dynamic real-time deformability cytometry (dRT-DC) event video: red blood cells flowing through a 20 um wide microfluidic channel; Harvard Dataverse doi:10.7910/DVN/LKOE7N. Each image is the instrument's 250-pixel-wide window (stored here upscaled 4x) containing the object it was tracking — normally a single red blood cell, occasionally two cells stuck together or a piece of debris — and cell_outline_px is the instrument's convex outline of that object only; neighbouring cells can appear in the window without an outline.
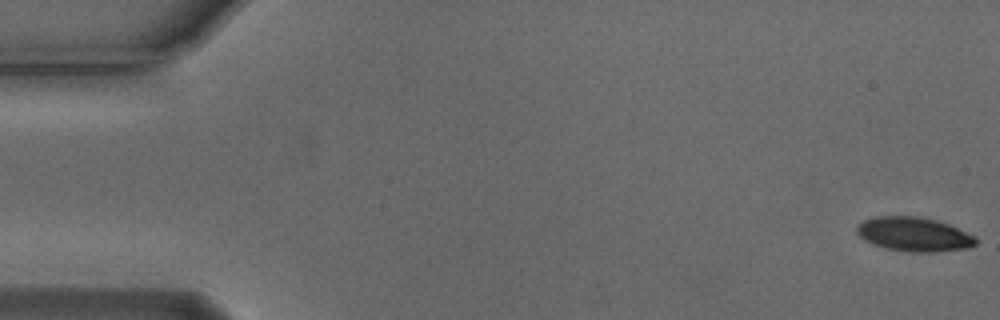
{"species": "Egyptian fruit bat (a non-hibernating species)", "species_latin": "Rousettus aegyptiacus", "temperature_condition": "cold", "stored_images_in_passage": 55, "camera_frame_rate_fps": 3000, "um_per_image_px": 0.085, "animal": {"sex": "male"}, "frame": {"image": 1, "passage_image": 1, "time_ms": 0.0, "image_size_px": [1000, 320], "cell_outline_px": [[976, 244], [968, 248], [936, 252], [908, 252], [888, 248], [872, 244], [864, 240], [856, 232], [856, 224], [872, 216], [920, 216], [936, 220], [948, 224], [976, 236]], "centroid_in_image_um": [77.66, 19.9], "position_along_channel_um": 7.3, "area_um2": 23.87}}
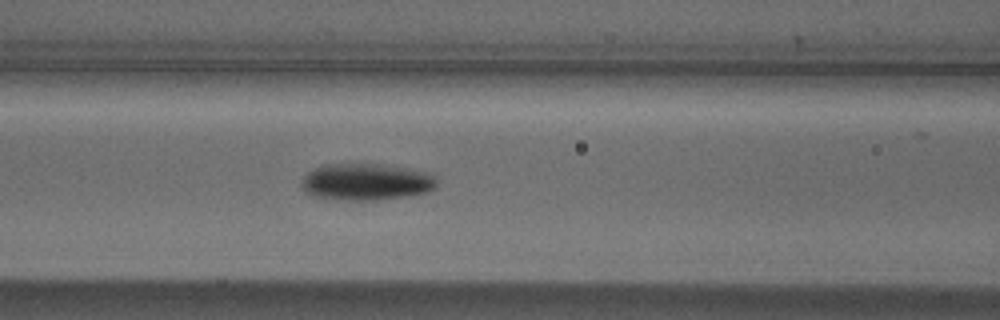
{"frame": {"image": 2, "passage_image": 23, "time_ms": 7.333, "image_size_px": [1000, 320], "cell_outline_px": [[436, 188], [428, 192], [408, 196], [376, 200], [348, 200], [312, 196], [304, 192], [300, 184], [304, 176], [308, 172], [324, 164], [376, 164], [432, 172], [436, 176]], "centroid_in_image_um": [31.14, 15.46], "position_along_channel_um": 135.5, "area_um2": 29.13}}
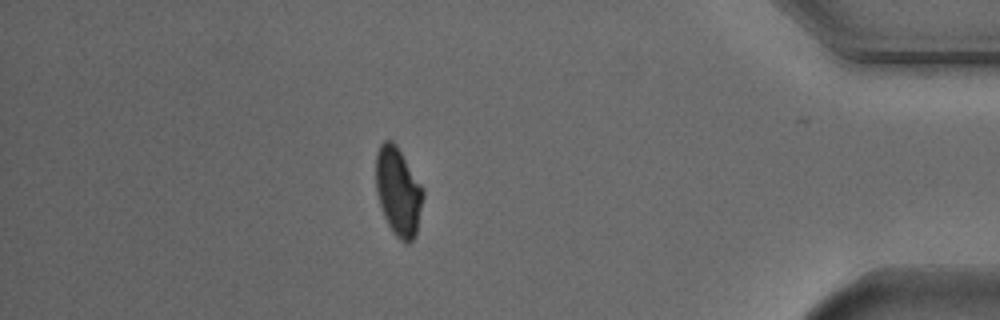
{"frame": {"image": 3, "passage_image": 48, "time_ms": 15.667, "image_size_px": [1000, 320], "cell_outline_px": [[424, 196], [416, 236], [408, 244], [400, 240], [392, 232], [384, 216], [380, 204], [376, 188], [376, 152], [380, 144], [384, 140], [392, 140], [396, 144], [424, 188]], "centroid_in_image_um": [33.86, 16.28], "position_along_channel_um": 401.3, "area_um2": 24.51}, "authors_computed_cell_mechanics": {"area_um2": 25.2008, "velocity_mm_per_s": 3.7213, "shape_relaxation_time_tau1_ms": 2.8819, "shape_relaxation_time_tau2_ms": null, "deformation_change_tau1": 0.1215, "deformation_change_tau2": null}}